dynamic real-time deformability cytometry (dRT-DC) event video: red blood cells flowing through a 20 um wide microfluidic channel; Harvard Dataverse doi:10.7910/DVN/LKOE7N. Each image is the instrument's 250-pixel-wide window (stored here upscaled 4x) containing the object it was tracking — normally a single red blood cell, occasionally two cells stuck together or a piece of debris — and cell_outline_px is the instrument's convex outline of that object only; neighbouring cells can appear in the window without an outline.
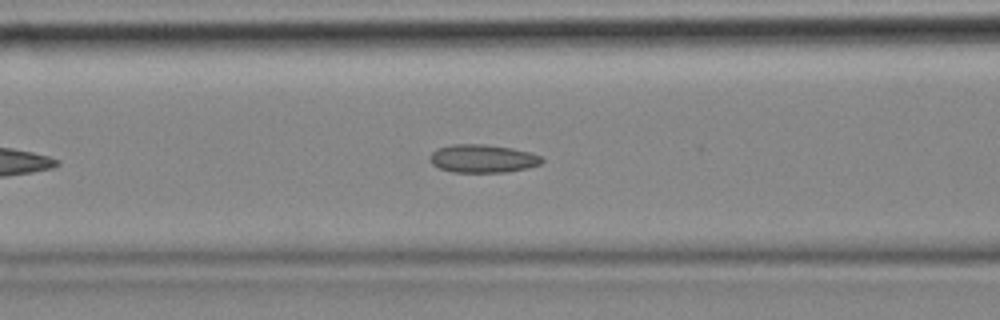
{"species": "common noctule bat (a hibernating species)", "species_latin": "Nyctalus noctula", "temperature_condition": "cold", "stored_images_in_passage": 32, "camera_frame_rate_fps": 3000, "um_per_image_px": 0.085, "animal": {"sex": "female", "body_mass_g": 18.4}, "frame": {"image": 1, "passage_image": 14, "time_ms": 4.333, "image_size_px": [1000, 320], "cell_outline_px": [[544, 160], [540, 164], [528, 168], [508, 172], [452, 172], [440, 168], [432, 164], [428, 156], [436, 148], [452, 144], [484, 144], [512, 148], [528, 152], [540, 156]], "centroid_in_image_um": [41.0, 13.48], "position_along_channel_um": 125.6, "area_um2": 18.44}}